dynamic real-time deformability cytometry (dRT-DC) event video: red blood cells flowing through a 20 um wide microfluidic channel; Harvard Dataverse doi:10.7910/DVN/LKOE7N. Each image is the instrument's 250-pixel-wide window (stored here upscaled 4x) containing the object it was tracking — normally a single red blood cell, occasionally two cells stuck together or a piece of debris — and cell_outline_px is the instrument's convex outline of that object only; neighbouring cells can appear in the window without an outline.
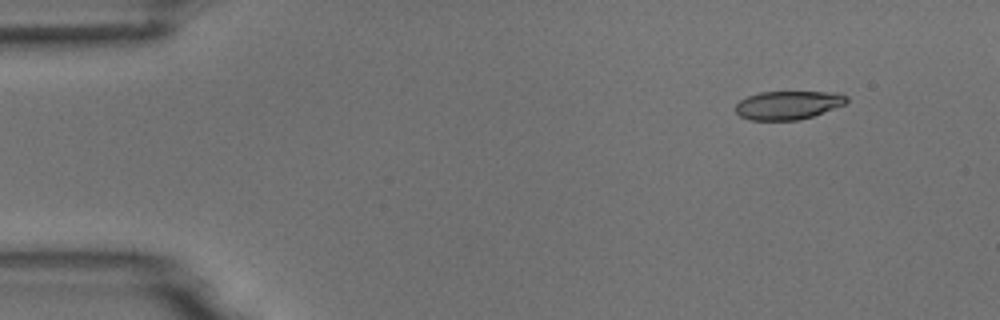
{"species": "common noctule bat (a hibernating species)", "species_latin": "Nyctalus noctula", "temperature_condition": "room temperature", "stored_images_in_passage": 4, "camera_frame_rate_fps": 3000, "um_per_image_px": 0.085, "animal": {"sex": "male", "body_mass_g": 18.8}, "frame": {"image": 1, "passage_image": 1, "time_ms": 0.0, "image_size_px": [1000, 320], "cell_outline_px": [[848, 100], [844, 104], [812, 116], [796, 120], [752, 120], [740, 116], [736, 112], [736, 104], [740, 100], [748, 96], [760, 92], [840, 92], [848, 96]], "centroid_in_image_um": [66.99, 8.92], "position_along_channel_um": 18.0, "area_um2": 18.32}}
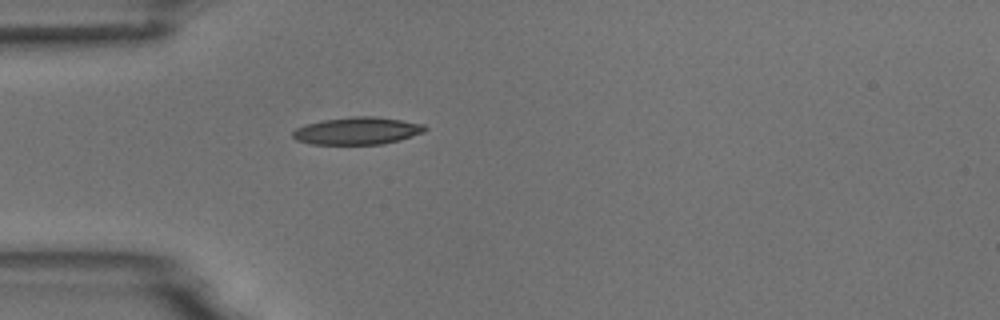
{"frame": {"image": 2, "passage_image": 4, "time_ms": 3.333, "image_size_px": [1000, 320], "cell_outline_px": [[428, 128], [424, 132], [400, 140], [384, 144], [312, 144], [296, 140], [292, 136], [292, 132], [296, 128], [304, 124], [324, 120], [352, 116], [376, 116], [424, 124]], "centroid_in_image_um": [30.37, 11.12], "position_along_channel_um": 54.6, "area_um2": 21.15}}